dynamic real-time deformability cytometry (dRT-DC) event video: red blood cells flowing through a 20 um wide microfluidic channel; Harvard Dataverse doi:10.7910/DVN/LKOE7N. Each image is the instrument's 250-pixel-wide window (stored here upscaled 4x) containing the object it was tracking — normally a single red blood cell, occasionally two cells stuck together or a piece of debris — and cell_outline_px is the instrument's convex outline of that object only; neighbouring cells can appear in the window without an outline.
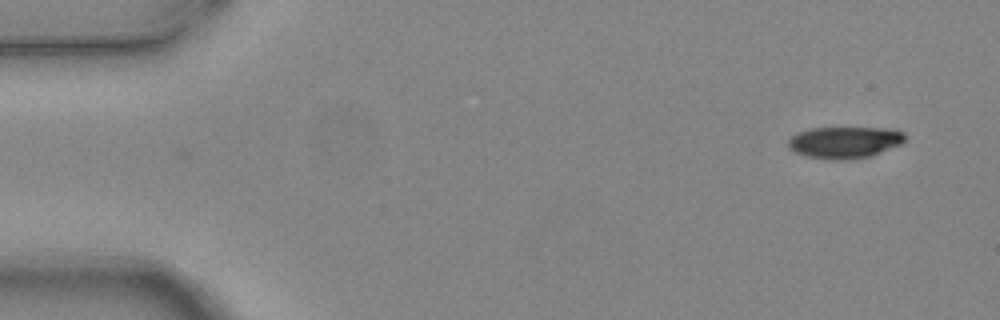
{"species": "common noctule bat (a hibernating species)", "species_latin": "Nyctalus noctula", "temperature_condition": "warm", "stored_images_in_passage": 2, "camera_frame_rate_fps": 3000, "um_per_image_px": 0.085, "animal": {"sex": "female", "body_mass_g": 24.6, "forearm_length_mm": 56.2}, "frame": {"image": 1, "passage_image": 2, "time_ms": 0.333, "image_size_px": [1000, 320], "cell_outline_px": [[908, 136], [900, 144], [872, 156], [844, 160], [832, 160], [808, 156], [796, 152], [788, 148], [788, 140], [796, 132], [808, 128], [896, 128], [904, 132]], "centroid_in_image_um": [71.82, 12.08], "position_along_channel_um": 13.2, "area_um2": 21.79}}